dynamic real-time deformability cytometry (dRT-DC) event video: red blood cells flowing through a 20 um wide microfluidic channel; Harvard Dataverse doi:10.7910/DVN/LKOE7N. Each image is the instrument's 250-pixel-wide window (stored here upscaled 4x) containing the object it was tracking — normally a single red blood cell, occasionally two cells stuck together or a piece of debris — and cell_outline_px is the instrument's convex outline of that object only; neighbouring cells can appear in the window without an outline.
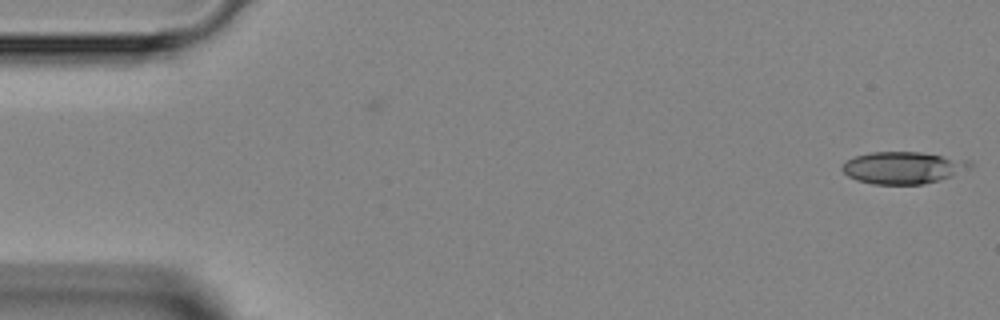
{"species": "Egyptian fruit bat (a non-hibernating species)", "species_latin": "Rousettus aegyptiacus", "temperature_condition": "room temperature", "stored_images_in_passage": 2, "camera_frame_rate_fps": 3000, "um_per_image_px": 0.085, "animal": {"sex": "female"}, "frame": {"image": 1, "passage_image": 2, "time_ms": 1.0, "image_size_px": [1000, 320], "cell_outline_px": [[972, 164], [968, 168], [948, 176], [924, 184], [872, 184], [856, 180], [848, 176], [840, 168], [844, 160], [856, 156], [872, 152], [920, 152], [972, 160]], "centroid_in_image_um": [76.7, 14.24], "position_along_channel_um": 8.3, "area_um2": 23.7}}